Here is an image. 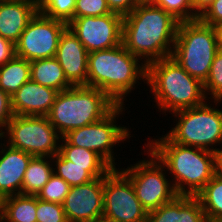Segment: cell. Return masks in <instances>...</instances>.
<instances>
[{
    "mask_svg": "<svg viewBox=\"0 0 222 222\" xmlns=\"http://www.w3.org/2000/svg\"><path fill=\"white\" fill-rule=\"evenodd\" d=\"M53 173L66 181L70 187L79 186L91 182L94 178L87 172V166L74 165L60 152L51 157Z\"/></svg>",
    "mask_w": 222,
    "mask_h": 222,
    "instance_id": "26",
    "label": "cell"
},
{
    "mask_svg": "<svg viewBox=\"0 0 222 222\" xmlns=\"http://www.w3.org/2000/svg\"><path fill=\"white\" fill-rule=\"evenodd\" d=\"M144 144L165 166L178 195L196 196L217 172V153L172 142L166 135ZM173 178V179H172Z\"/></svg>",
    "mask_w": 222,
    "mask_h": 222,
    "instance_id": "2",
    "label": "cell"
},
{
    "mask_svg": "<svg viewBox=\"0 0 222 222\" xmlns=\"http://www.w3.org/2000/svg\"><path fill=\"white\" fill-rule=\"evenodd\" d=\"M116 106L117 104L100 89L72 86L58 93L47 117L63 137L70 130L103 119Z\"/></svg>",
    "mask_w": 222,
    "mask_h": 222,
    "instance_id": "5",
    "label": "cell"
},
{
    "mask_svg": "<svg viewBox=\"0 0 222 222\" xmlns=\"http://www.w3.org/2000/svg\"><path fill=\"white\" fill-rule=\"evenodd\" d=\"M0 200L21 194L24 174L34 157L7 143L0 142Z\"/></svg>",
    "mask_w": 222,
    "mask_h": 222,
    "instance_id": "16",
    "label": "cell"
},
{
    "mask_svg": "<svg viewBox=\"0 0 222 222\" xmlns=\"http://www.w3.org/2000/svg\"><path fill=\"white\" fill-rule=\"evenodd\" d=\"M218 37V50L222 51V24L215 27Z\"/></svg>",
    "mask_w": 222,
    "mask_h": 222,
    "instance_id": "38",
    "label": "cell"
},
{
    "mask_svg": "<svg viewBox=\"0 0 222 222\" xmlns=\"http://www.w3.org/2000/svg\"><path fill=\"white\" fill-rule=\"evenodd\" d=\"M205 212L207 222H222V177L217 173L196 195Z\"/></svg>",
    "mask_w": 222,
    "mask_h": 222,
    "instance_id": "25",
    "label": "cell"
},
{
    "mask_svg": "<svg viewBox=\"0 0 222 222\" xmlns=\"http://www.w3.org/2000/svg\"><path fill=\"white\" fill-rule=\"evenodd\" d=\"M30 79L59 92L72 87L55 57L31 61Z\"/></svg>",
    "mask_w": 222,
    "mask_h": 222,
    "instance_id": "22",
    "label": "cell"
},
{
    "mask_svg": "<svg viewBox=\"0 0 222 222\" xmlns=\"http://www.w3.org/2000/svg\"><path fill=\"white\" fill-rule=\"evenodd\" d=\"M0 1H19V0H0Z\"/></svg>",
    "mask_w": 222,
    "mask_h": 222,
    "instance_id": "41",
    "label": "cell"
},
{
    "mask_svg": "<svg viewBox=\"0 0 222 222\" xmlns=\"http://www.w3.org/2000/svg\"><path fill=\"white\" fill-rule=\"evenodd\" d=\"M108 6L112 12L122 16L130 13L138 4V0H107Z\"/></svg>",
    "mask_w": 222,
    "mask_h": 222,
    "instance_id": "35",
    "label": "cell"
},
{
    "mask_svg": "<svg viewBox=\"0 0 222 222\" xmlns=\"http://www.w3.org/2000/svg\"><path fill=\"white\" fill-rule=\"evenodd\" d=\"M150 3L164 9L179 22L199 18V15L193 10L191 0H152Z\"/></svg>",
    "mask_w": 222,
    "mask_h": 222,
    "instance_id": "29",
    "label": "cell"
},
{
    "mask_svg": "<svg viewBox=\"0 0 222 222\" xmlns=\"http://www.w3.org/2000/svg\"><path fill=\"white\" fill-rule=\"evenodd\" d=\"M37 196L17 194L1 200L0 222H37Z\"/></svg>",
    "mask_w": 222,
    "mask_h": 222,
    "instance_id": "21",
    "label": "cell"
},
{
    "mask_svg": "<svg viewBox=\"0 0 222 222\" xmlns=\"http://www.w3.org/2000/svg\"><path fill=\"white\" fill-rule=\"evenodd\" d=\"M125 105H117L103 119L84 127L70 130L63 137L73 146L94 151L112 168H117L114 147L133 137L129 127L118 125V118L125 115ZM117 123V124H116Z\"/></svg>",
    "mask_w": 222,
    "mask_h": 222,
    "instance_id": "10",
    "label": "cell"
},
{
    "mask_svg": "<svg viewBox=\"0 0 222 222\" xmlns=\"http://www.w3.org/2000/svg\"><path fill=\"white\" fill-rule=\"evenodd\" d=\"M104 176V222H146L147 211L136 197L129 177L119 168Z\"/></svg>",
    "mask_w": 222,
    "mask_h": 222,
    "instance_id": "11",
    "label": "cell"
},
{
    "mask_svg": "<svg viewBox=\"0 0 222 222\" xmlns=\"http://www.w3.org/2000/svg\"><path fill=\"white\" fill-rule=\"evenodd\" d=\"M199 19L213 27L222 24V0L213 1L199 16Z\"/></svg>",
    "mask_w": 222,
    "mask_h": 222,
    "instance_id": "33",
    "label": "cell"
},
{
    "mask_svg": "<svg viewBox=\"0 0 222 222\" xmlns=\"http://www.w3.org/2000/svg\"><path fill=\"white\" fill-rule=\"evenodd\" d=\"M14 116L11 107V97L0 88V133Z\"/></svg>",
    "mask_w": 222,
    "mask_h": 222,
    "instance_id": "34",
    "label": "cell"
},
{
    "mask_svg": "<svg viewBox=\"0 0 222 222\" xmlns=\"http://www.w3.org/2000/svg\"><path fill=\"white\" fill-rule=\"evenodd\" d=\"M144 153L149 157L147 160H139L134 165L130 164L121 170L129 177L136 197L141 202L147 213L156 210L160 206L172 201L178 194L167 175L165 166L146 147ZM168 177V178H167Z\"/></svg>",
    "mask_w": 222,
    "mask_h": 222,
    "instance_id": "9",
    "label": "cell"
},
{
    "mask_svg": "<svg viewBox=\"0 0 222 222\" xmlns=\"http://www.w3.org/2000/svg\"><path fill=\"white\" fill-rule=\"evenodd\" d=\"M146 222H207L200 200L196 196L177 195L147 214Z\"/></svg>",
    "mask_w": 222,
    "mask_h": 222,
    "instance_id": "19",
    "label": "cell"
},
{
    "mask_svg": "<svg viewBox=\"0 0 222 222\" xmlns=\"http://www.w3.org/2000/svg\"><path fill=\"white\" fill-rule=\"evenodd\" d=\"M217 51L215 27L203 23L199 18L179 22L171 57L189 75L204 83Z\"/></svg>",
    "mask_w": 222,
    "mask_h": 222,
    "instance_id": "7",
    "label": "cell"
},
{
    "mask_svg": "<svg viewBox=\"0 0 222 222\" xmlns=\"http://www.w3.org/2000/svg\"><path fill=\"white\" fill-rule=\"evenodd\" d=\"M58 93L59 91L40 85L30 79L11 96L13 114L21 116H47Z\"/></svg>",
    "mask_w": 222,
    "mask_h": 222,
    "instance_id": "17",
    "label": "cell"
},
{
    "mask_svg": "<svg viewBox=\"0 0 222 222\" xmlns=\"http://www.w3.org/2000/svg\"><path fill=\"white\" fill-rule=\"evenodd\" d=\"M37 222H68L63 204L40 200L37 197Z\"/></svg>",
    "mask_w": 222,
    "mask_h": 222,
    "instance_id": "32",
    "label": "cell"
},
{
    "mask_svg": "<svg viewBox=\"0 0 222 222\" xmlns=\"http://www.w3.org/2000/svg\"><path fill=\"white\" fill-rule=\"evenodd\" d=\"M67 27L81 41L88 53L122 44L123 16L115 12L96 17L73 18Z\"/></svg>",
    "mask_w": 222,
    "mask_h": 222,
    "instance_id": "13",
    "label": "cell"
},
{
    "mask_svg": "<svg viewBox=\"0 0 222 222\" xmlns=\"http://www.w3.org/2000/svg\"><path fill=\"white\" fill-rule=\"evenodd\" d=\"M55 58L72 86H87L88 51L68 27L60 36Z\"/></svg>",
    "mask_w": 222,
    "mask_h": 222,
    "instance_id": "15",
    "label": "cell"
},
{
    "mask_svg": "<svg viewBox=\"0 0 222 222\" xmlns=\"http://www.w3.org/2000/svg\"><path fill=\"white\" fill-rule=\"evenodd\" d=\"M59 152L74 165L87 166V172L94 178L104 177L112 167L94 151L73 146L61 138Z\"/></svg>",
    "mask_w": 222,
    "mask_h": 222,
    "instance_id": "20",
    "label": "cell"
},
{
    "mask_svg": "<svg viewBox=\"0 0 222 222\" xmlns=\"http://www.w3.org/2000/svg\"><path fill=\"white\" fill-rule=\"evenodd\" d=\"M37 12V0L0 1V36L16 44Z\"/></svg>",
    "mask_w": 222,
    "mask_h": 222,
    "instance_id": "18",
    "label": "cell"
},
{
    "mask_svg": "<svg viewBox=\"0 0 222 222\" xmlns=\"http://www.w3.org/2000/svg\"><path fill=\"white\" fill-rule=\"evenodd\" d=\"M209 101L197 107L171 113L176 119H174L175 126L171 127L165 135L179 145L214 153L220 152L222 150V108L218 107L222 104V100L210 101L215 103L213 105ZM217 145H220L219 148L215 147Z\"/></svg>",
    "mask_w": 222,
    "mask_h": 222,
    "instance_id": "6",
    "label": "cell"
},
{
    "mask_svg": "<svg viewBox=\"0 0 222 222\" xmlns=\"http://www.w3.org/2000/svg\"><path fill=\"white\" fill-rule=\"evenodd\" d=\"M62 136L47 116L14 115L0 133V141L34 157H53L59 152ZM7 139V140H6Z\"/></svg>",
    "mask_w": 222,
    "mask_h": 222,
    "instance_id": "8",
    "label": "cell"
},
{
    "mask_svg": "<svg viewBox=\"0 0 222 222\" xmlns=\"http://www.w3.org/2000/svg\"><path fill=\"white\" fill-rule=\"evenodd\" d=\"M203 86L208 100H222V51L216 52Z\"/></svg>",
    "mask_w": 222,
    "mask_h": 222,
    "instance_id": "28",
    "label": "cell"
},
{
    "mask_svg": "<svg viewBox=\"0 0 222 222\" xmlns=\"http://www.w3.org/2000/svg\"><path fill=\"white\" fill-rule=\"evenodd\" d=\"M53 168L51 157H33L24 174L21 194L37 196L49 181Z\"/></svg>",
    "mask_w": 222,
    "mask_h": 222,
    "instance_id": "23",
    "label": "cell"
},
{
    "mask_svg": "<svg viewBox=\"0 0 222 222\" xmlns=\"http://www.w3.org/2000/svg\"><path fill=\"white\" fill-rule=\"evenodd\" d=\"M146 84L162 115L197 107L208 100L203 83L189 75L172 57L147 64Z\"/></svg>",
    "mask_w": 222,
    "mask_h": 222,
    "instance_id": "4",
    "label": "cell"
},
{
    "mask_svg": "<svg viewBox=\"0 0 222 222\" xmlns=\"http://www.w3.org/2000/svg\"><path fill=\"white\" fill-rule=\"evenodd\" d=\"M76 0H37L38 12L69 23L73 19Z\"/></svg>",
    "mask_w": 222,
    "mask_h": 222,
    "instance_id": "27",
    "label": "cell"
},
{
    "mask_svg": "<svg viewBox=\"0 0 222 222\" xmlns=\"http://www.w3.org/2000/svg\"><path fill=\"white\" fill-rule=\"evenodd\" d=\"M222 177V150L217 153V172Z\"/></svg>",
    "mask_w": 222,
    "mask_h": 222,
    "instance_id": "39",
    "label": "cell"
},
{
    "mask_svg": "<svg viewBox=\"0 0 222 222\" xmlns=\"http://www.w3.org/2000/svg\"><path fill=\"white\" fill-rule=\"evenodd\" d=\"M113 13L107 3V0H76L73 18L84 16H101Z\"/></svg>",
    "mask_w": 222,
    "mask_h": 222,
    "instance_id": "31",
    "label": "cell"
},
{
    "mask_svg": "<svg viewBox=\"0 0 222 222\" xmlns=\"http://www.w3.org/2000/svg\"><path fill=\"white\" fill-rule=\"evenodd\" d=\"M152 0H138L139 3H150Z\"/></svg>",
    "mask_w": 222,
    "mask_h": 222,
    "instance_id": "40",
    "label": "cell"
},
{
    "mask_svg": "<svg viewBox=\"0 0 222 222\" xmlns=\"http://www.w3.org/2000/svg\"><path fill=\"white\" fill-rule=\"evenodd\" d=\"M69 189L70 185L53 173L37 197L46 202L63 204Z\"/></svg>",
    "mask_w": 222,
    "mask_h": 222,
    "instance_id": "30",
    "label": "cell"
},
{
    "mask_svg": "<svg viewBox=\"0 0 222 222\" xmlns=\"http://www.w3.org/2000/svg\"><path fill=\"white\" fill-rule=\"evenodd\" d=\"M141 61L123 44L88 53L87 86L100 89L117 105H125L126 97L141 84L138 80L146 84L147 65Z\"/></svg>",
    "mask_w": 222,
    "mask_h": 222,
    "instance_id": "3",
    "label": "cell"
},
{
    "mask_svg": "<svg viewBox=\"0 0 222 222\" xmlns=\"http://www.w3.org/2000/svg\"><path fill=\"white\" fill-rule=\"evenodd\" d=\"M30 80V61L14 56L0 66V88L10 97Z\"/></svg>",
    "mask_w": 222,
    "mask_h": 222,
    "instance_id": "24",
    "label": "cell"
},
{
    "mask_svg": "<svg viewBox=\"0 0 222 222\" xmlns=\"http://www.w3.org/2000/svg\"><path fill=\"white\" fill-rule=\"evenodd\" d=\"M179 21L151 3H139L123 16L122 44L146 65L171 57Z\"/></svg>",
    "mask_w": 222,
    "mask_h": 222,
    "instance_id": "1",
    "label": "cell"
},
{
    "mask_svg": "<svg viewBox=\"0 0 222 222\" xmlns=\"http://www.w3.org/2000/svg\"><path fill=\"white\" fill-rule=\"evenodd\" d=\"M15 56V44L0 36V66Z\"/></svg>",
    "mask_w": 222,
    "mask_h": 222,
    "instance_id": "36",
    "label": "cell"
},
{
    "mask_svg": "<svg viewBox=\"0 0 222 222\" xmlns=\"http://www.w3.org/2000/svg\"><path fill=\"white\" fill-rule=\"evenodd\" d=\"M215 0H191L193 10L200 16Z\"/></svg>",
    "mask_w": 222,
    "mask_h": 222,
    "instance_id": "37",
    "label": "cell"
},
{
    "mask_svg": "<svg viewBox=\"0 0 222 222\" xmlns=\"http://www.w3.org/2000/svg\"><path fill=\"white\" fill-rule=\"evenodd\" d=\"M104 177L70 187L63 203L68 222H100L103 217Z\"/></svg>",
    "mask_w": 222,
    "mask_h": 222,
    "instance_id": "14",
    "label": "cell"
},
{
    "mask_svg": "<svg viewBox=\"0 0 222 222\" xmlns=\"http://www.w3.org/2000/svg\"><path fill=\"white\" fill-rule=\"evenodd\" d=\"M67 23L37 12L15 44V55L28 61L55 57Z\"/></svg>",
    "mask_w": 222,
    "mask_h": 222,
    "instance_id": "12",
    "label": "cell"
}]
</instances>
